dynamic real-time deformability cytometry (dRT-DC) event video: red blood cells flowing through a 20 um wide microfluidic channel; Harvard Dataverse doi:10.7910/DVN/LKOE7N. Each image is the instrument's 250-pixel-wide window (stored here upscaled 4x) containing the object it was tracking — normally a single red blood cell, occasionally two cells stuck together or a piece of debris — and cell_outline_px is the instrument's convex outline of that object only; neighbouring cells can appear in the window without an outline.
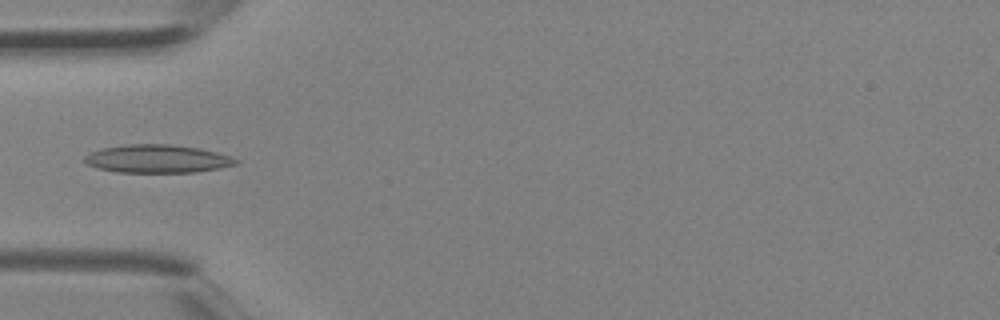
{"species": "Egyptian fruit bat (a non-hibernating species)", "species_latin": "Rousettus aegyptiacus", "temperature_condition": "room temperature", "stored_images_in_passage": 4, "camera_frame_rate_fps": 3000, "um_per_image_px": 0.085, "animal": {"sex": "female"}, "frame": {"image": 1, "passage_image": 4, "time_ms": 1.0, "image_size_px": [1000, 320], "cell_outline_px": [[240, 164], [220, 168], [196, 172], [116, 172], [96, 168], [88, 164], [84, 160], [84, 156], [100, 148], [124, 144], [172, 144], [200, 148], [216, 152], [240, 160]], "centroid_in_image_um": [13.38, 13.49], "position_along_channel_um": 71.6, "area_um2": 24.97}}